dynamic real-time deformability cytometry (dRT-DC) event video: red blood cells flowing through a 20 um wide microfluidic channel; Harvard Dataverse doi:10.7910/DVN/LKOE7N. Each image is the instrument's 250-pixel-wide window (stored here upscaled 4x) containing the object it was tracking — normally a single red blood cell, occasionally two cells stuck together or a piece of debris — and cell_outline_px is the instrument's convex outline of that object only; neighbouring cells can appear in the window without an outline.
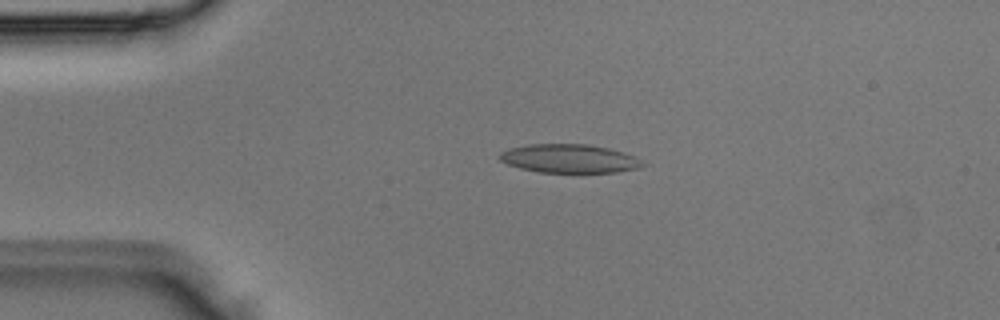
{"species": "Egyptian fruit bat (a non-hibernating species)", "species_latin": "Rousettus aegyptiacus", "temperature_condition": "room temperature", "stored_images_in_passage": 4, "camera_frame_rate_fps": 3000, "um_per_image_px": 0.085, "animal": {"sex": "male"}, "frame": {"image": 1, "passage_image": 3, "time_ms": 0.667, "image_size_px": [1000, 320], "cell_outline_px": [[648, 164], [636, 168], [616, 172], [540, 172], [520, 168], [508, 164], [500, 160], [496, 156], [500, 152], [508, 148], [528, 144], [588, 144], [608, 148], [624, 152]], "centroid_in_image_um": [48.34, 13.47], "position_along_channel_um": 36.7, "area_um2": 23.81}}